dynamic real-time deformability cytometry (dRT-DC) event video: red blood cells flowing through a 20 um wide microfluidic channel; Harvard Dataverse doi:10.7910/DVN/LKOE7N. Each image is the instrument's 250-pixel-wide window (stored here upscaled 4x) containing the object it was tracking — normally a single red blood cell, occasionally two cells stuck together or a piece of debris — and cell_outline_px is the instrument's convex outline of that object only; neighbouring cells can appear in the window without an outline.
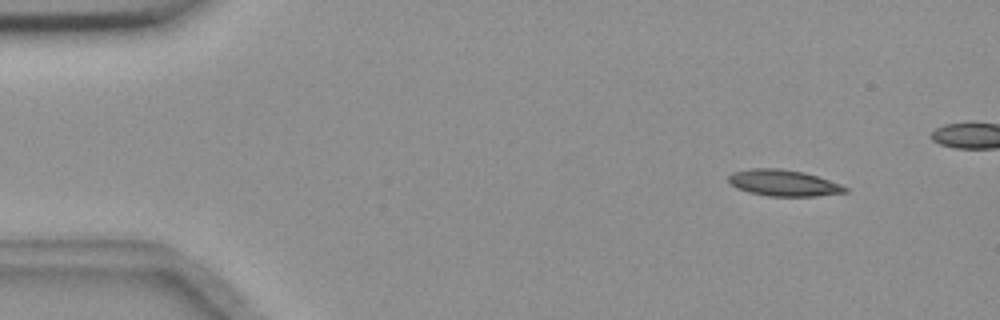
{"species": "common noctule bat (a hibernating species)", "species_latin": "Nyctalus noctula", "temperature_condition": "room temperature", "stored_images_in_passage": 6, "camera_frame_rate_fps": 3000, "um_per_image_px": 0.085, "animal": {"sex": "female", "body_mass_g": 18.4}, "frame": {"image": 1, "passage_image": 2, "time_ms": 0.333, "image_size_px": [1000, 320], "cell_outline_px": [[848, 192], [816, 196], [768, 196], [748, 192], [736, 188], [728, 180], [728, 176], [732, 172], [752, 168], [780, 168], [804, 172], [840, 184], [848, 188]], "centroid_in_image_um": [66.58, 15.55], "position_along_channel_um": 18.4, "area_um2": 17.86}}